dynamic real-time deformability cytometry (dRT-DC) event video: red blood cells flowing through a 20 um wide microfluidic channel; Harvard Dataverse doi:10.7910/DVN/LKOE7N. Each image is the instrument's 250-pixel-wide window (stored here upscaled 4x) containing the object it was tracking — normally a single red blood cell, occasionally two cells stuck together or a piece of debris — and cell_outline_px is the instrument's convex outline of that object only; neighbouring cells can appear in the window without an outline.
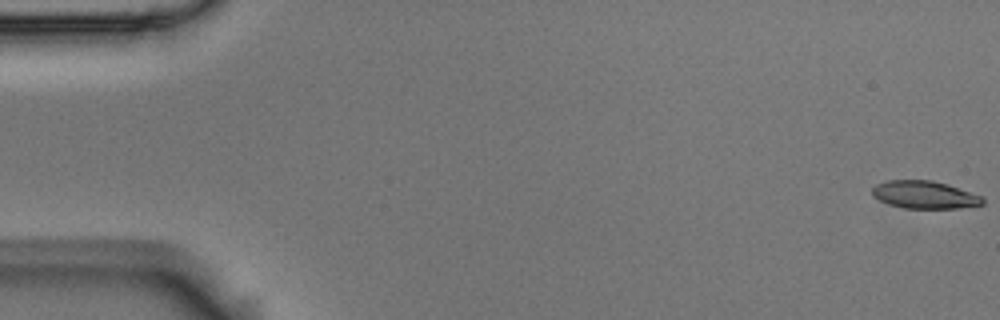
{"species": "Egyptian fruit bat (a non-hibernating species)", "species_latin": "Rousettus aegyptiacus", "temperature_condition": "room temperature", "stored_images_in_passage": 5, "camera_frame_rate_fps": 3000, "um_per_image_px": 0.085, "animal": {"sex": "male"}, "frame": {"image": 1, "passage_image": 1, "time_ms": 0.0, "image_size_px": [1000, 320], "cell_outline_px": [[984, 204], [956, 208], [904, 208], [888, 204], [872, 196], [872, 188], [876, 184], [888, 180], [932, 180], [948, 184], [984, 196]], "centroid_in_image_um": [78.6, 16.55], "position_along_channel_um": 6.4, "area_um2": 17.92}}
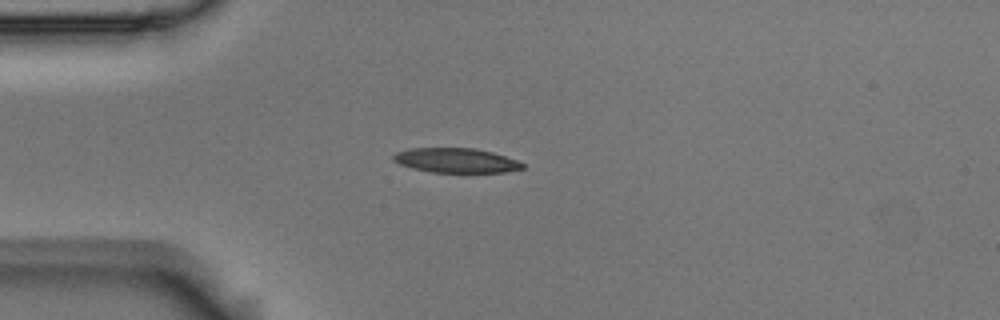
{"frame": {"image": 2, "passage_image": 5, "time_ms": 1.333, "image_size_px": [1000, 320], "cell_outline_px": [[524, 168], [504, 172], [432, 172], [412, 168], [400, 164], [392, 160], [392, 156], [396, 152], [408, 148], [476, 148], [492, 152], [516, 160], [524, 164]], "centroid_in_image_um": [38.72, 13.63], "position_along_channel_um": 46.3, "area_um2": 18.44}}